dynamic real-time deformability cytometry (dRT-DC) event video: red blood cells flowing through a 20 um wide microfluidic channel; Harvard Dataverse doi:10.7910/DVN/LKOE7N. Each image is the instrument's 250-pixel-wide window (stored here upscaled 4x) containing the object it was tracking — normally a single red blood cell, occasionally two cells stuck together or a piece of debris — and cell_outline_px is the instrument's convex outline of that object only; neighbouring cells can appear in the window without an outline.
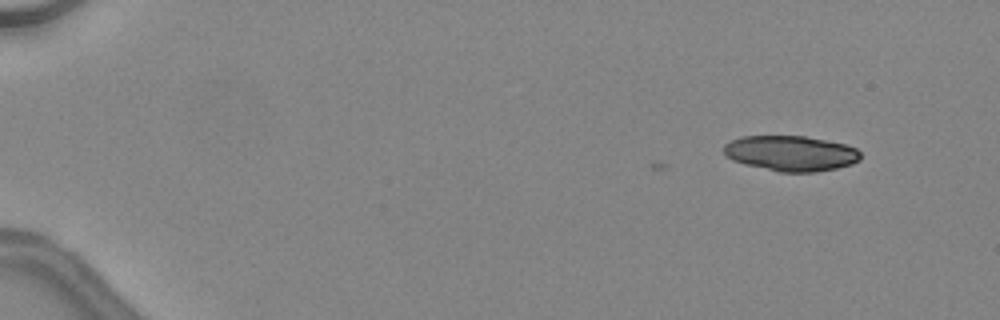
{"species": "common noctule bat (a hibernating species)", "species_latin": "Nyctalus noctula", "temperature_condition": "warm", "stored_images_in_passage": 6, "camera_frame_rate_fps": 3000, "um_per_image_px": 0.085, "animal": {"sex": "female", "body_mass_g": 24.6, "forearm_length_mm": 56.2}, "frame": {"image": 1, "passage_image": 1, "time_ms": 0.0, "image_size_px": [1000, 320], "cell_outline_px": [[860, 160], [852, 164], [836, 168], [816, 172], [780, 172], [744, 164], [732, 160], [724, 156], [724, 144], [740, 136], [804, 136], [844, 144], [856, 148], [860, 152]], "centroid_in_image_um": [67.2, 13.04], "position_along_channel_um": 17.8, "area_um2": 28.21}}